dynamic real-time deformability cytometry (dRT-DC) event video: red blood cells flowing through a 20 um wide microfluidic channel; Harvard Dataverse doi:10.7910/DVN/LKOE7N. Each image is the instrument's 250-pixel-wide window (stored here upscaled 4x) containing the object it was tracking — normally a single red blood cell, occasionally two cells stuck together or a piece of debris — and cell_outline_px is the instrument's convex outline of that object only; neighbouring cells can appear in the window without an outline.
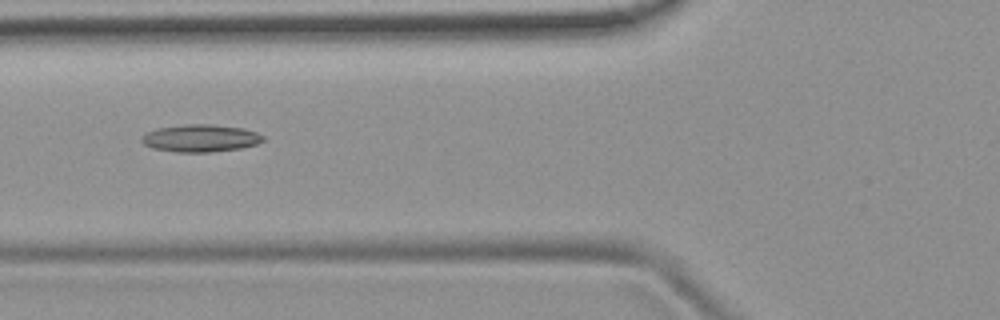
{"species": "common noctule bat (a hibernating species)", "species_latin": "Nyctalus noctula", "temperature_condition": "room temperature", "stored_images_in_passage": 8, "camera_frame_rate_fps": 3000, "um_per_image_px": 0.085, "animal": {"sex": "female", "body_mass_g": 19.9}, "frame": {"image": 1, "passage_image": 5, "time_ms": 6.0, "image_size_px": [1000, 320], "cell_outline_px": [[264, 140], [256, 144], [240, 148], [212, 152], [176, 152], [152, 148], [144, 144], [140, 140], [140, 136], [156, 128], [184, 124], [212, 124], [244, 128], [256, 132], [264, 136]], "centroid_in_image_um": [17.02, 11.74], "position_along_channel_um": 108.8, "area_um2": 19.54}}
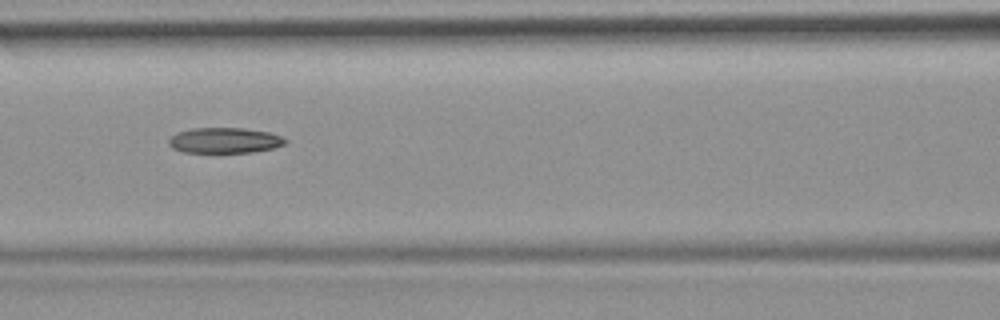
{"frame": {"image": 2, "passage_image": 6, "time_ms": 7.0, "image_size_px": [1000, 320], "cell_outline_px": [[288, 140], [284, 144], [272, 148], [252, 152], [184, 152], [172, 148], [168, 144], [168, 140], [176, 132], [192, 128], [244, 128], [268, 132], [280, 136]], "centroid_in_image_um": [19.06, 11.93], "position_along_channel_um": 147.5, "area_um2": 17.22}}
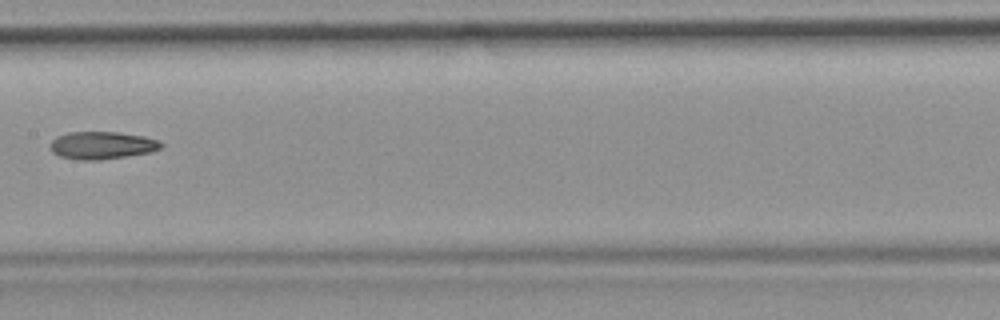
{"frame": {"image": 3, "passage_image": 7, "time_ms": 8.333, "image_size_px": [1000, 320], "cell_outline_px": [[164, 144], [160, 148], [152, 152], [100, 160], [80, 160], [60, 156], [52, 152], [48, 148], [48, 144], [56, 136], [68, 132], [120, 132], [144, 136], [156, 140]], "centroid_in_image_um": [8.62, 12.35], "position_along_channel_um": 198.8, "area_um2": 17.98}}